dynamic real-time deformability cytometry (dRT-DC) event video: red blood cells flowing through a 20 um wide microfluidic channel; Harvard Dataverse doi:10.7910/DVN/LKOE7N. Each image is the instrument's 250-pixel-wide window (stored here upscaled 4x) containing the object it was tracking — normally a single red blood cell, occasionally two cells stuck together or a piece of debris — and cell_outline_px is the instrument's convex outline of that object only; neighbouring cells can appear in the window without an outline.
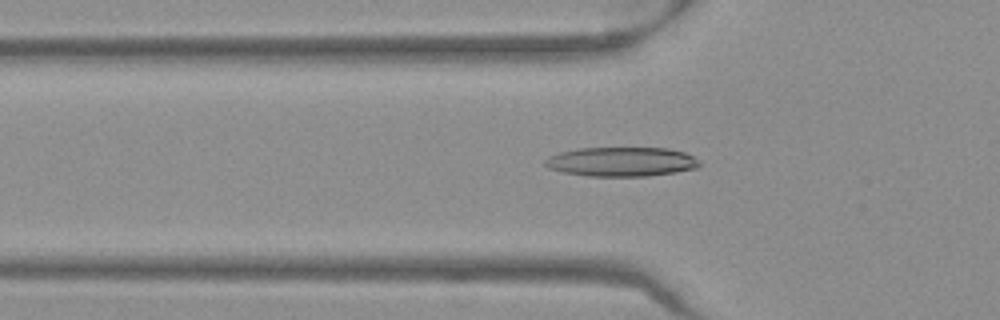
{"species": "Egyptian fruit bat (a non-hibernating species)", "species_latin": "Rousettus aegyptiacus", "temperature_condition": "warm", "stored_images_in_passage": 50, "camera_frame_rate_fps": 3000, "um_per_image_px": 0.085, "frame": {"image": 1, "passage_image": 17, "time_ms": 5.333, "image_size_px": [1000, 320], "cell_outline_px": [[700, 164], [696, 168], [676, 172], [648, 176], [588, 176], [560, 172], [548, 168], [544, 164], [544, 160], [548, 156], [560, 152], [576, 148], [668, 148], [684, 152], [700, 160]], "centroid_in_image_um": [52.79, 13.75], "position_along_channel_um": 73.0, "area_um2": 26.59}}
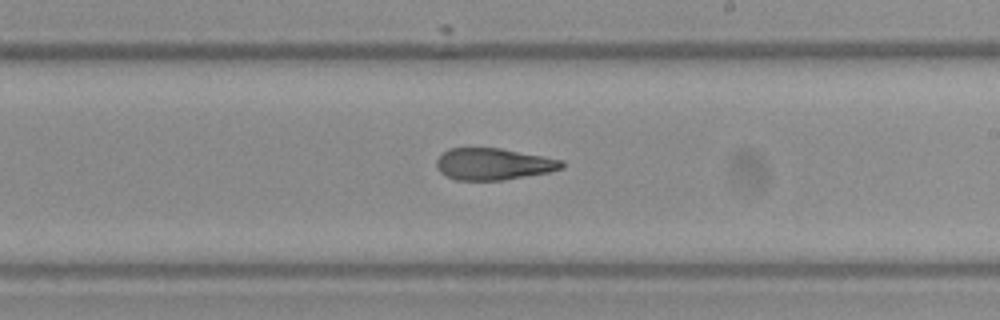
{"frame": {"image": 2, "passage_image": 30, "time_ms": 9.667, "image_size_px": [1000, 320], "cell_outline_px": [[564, 168], [548, 172], [504, 180], [456, 180], [440, 172], [436, 168], [436, 160], [448, 148], [500, 148], [564, 160]], "centroid_in_image_um": [41.94, 13.94], "position_along_channel_um": 247.1, "area_um2": 23.12}}
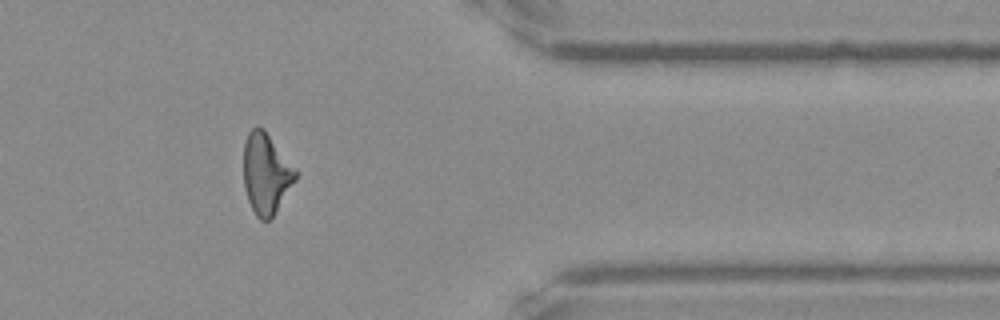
{"frame": {"image": 3, "passage_image": 42, "time_ms": 13.667, "image_size_px": [1000, 320], "cell_outline_px": [[296, 180], [272, 216], [268, 220], [260, 220], [256, 216], [248, 200], [244, 188], [244, 144], [248, 132], [256, 124], [264, 128], [296, 168]], "centroid_in_image_um": [22.61, 14.71], "position_along_channel_um": 388.8, "area_um2": 24.39}, "authors_computed_cell_mechanics": {"area_um2": 24.7384, "velocity_mm_per_s": 3.9983, "shape_relaxation_time_tau1_ms": null, "shape_relaxation_time_tau2_ms": 3.4586, "deformation_change_tau1": null, "deformation_change_tau2": 0.1324}}